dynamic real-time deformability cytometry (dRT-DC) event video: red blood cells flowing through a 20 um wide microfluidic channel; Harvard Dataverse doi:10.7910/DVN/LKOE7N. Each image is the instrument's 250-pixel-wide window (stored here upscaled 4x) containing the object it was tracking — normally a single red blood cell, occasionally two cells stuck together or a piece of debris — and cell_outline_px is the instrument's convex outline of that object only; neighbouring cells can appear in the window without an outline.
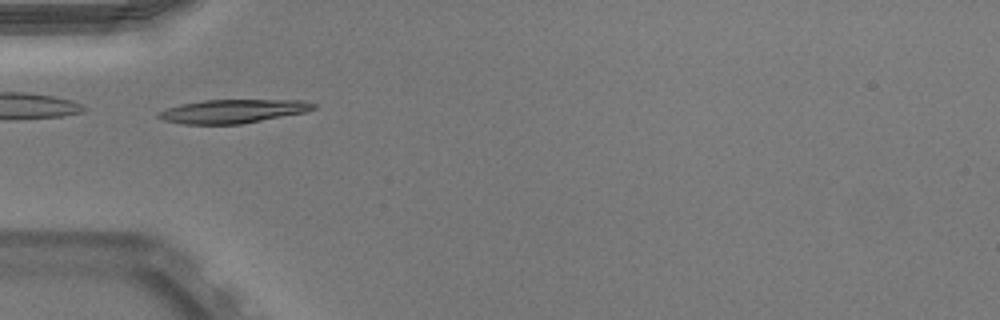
{"species": "Egyptian fruit bat (a non-hibernating species)", "species_latin": "Rousettus aegyptiacus", "temperature_condition": "warm", "stored_images_in_passage": 34, "camera_frame_rate_fps": 3000, "um_per_image_px": 0.085, "animal": {"sex": "male"}, "frame": {"image": 1, "passage_image": 1, "time_ms": 0.0, "image_size_px": [1000, 320], "cell_outline_px": [[316, 108], [308, 112], [240, 124], [180, 124], [164, 120], [156, 116], [156, 112], [180, 104], [204, 100], [304, 100], [316, 104]], "centroid_in_image_um": [19.8, 9.45], "position_along_channel_um": 65.2, "area_um2": 21.5}, "authors_computed_cell_mechanics": {"area_um2": 20.9525, "velocity_mm_per_s": 3.9509, "shape_relaxation_time_tau1_ms": 10.3336, "shape_relaxation_time_tau2_ms": 4.4865, "deformation_change_tau1": 0.3058, "deformation_change_tau2": 0.0986}}